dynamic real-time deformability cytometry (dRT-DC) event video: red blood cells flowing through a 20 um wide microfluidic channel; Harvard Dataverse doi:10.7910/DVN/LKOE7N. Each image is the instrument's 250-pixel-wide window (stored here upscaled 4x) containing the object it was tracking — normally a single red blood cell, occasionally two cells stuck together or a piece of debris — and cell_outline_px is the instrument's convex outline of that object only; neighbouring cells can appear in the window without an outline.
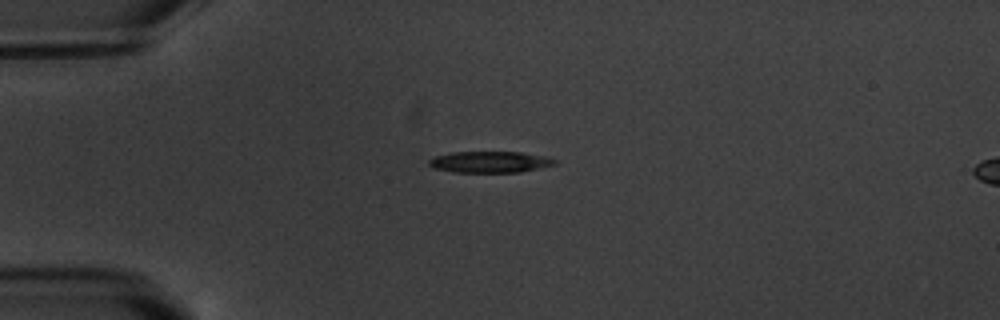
{"species": "common noctule bat (a hibernating species)", "species_latin": "Nyctalus noctula", "temperature_condition": "warm", "stored_images_in_passage": 2, "segment_of_instrument_passage": [1, 2], "camera_frame_rate_fps": 3000, "um_per_image_px": 0.085, "animal": {"sex": "male", "body_mass_g": 20.1, "forearm_length_mm": 53.5}, "frame": {"image": 1, "passage_image": 1, "time_ms": 0.0, "image_size_px": [1000, 320], "cell_outline_px": [[556, 164], [520, 172], [456, 172], [432, 168], [428, 164], [428, 160], [436, 156], [452, 152], [520, 152], [544, 156], [556, 160]], "centroid_in_image_um": [41.61, 13.77], "position_along_channel_um": 43.4, "area_um2": 15.49}}